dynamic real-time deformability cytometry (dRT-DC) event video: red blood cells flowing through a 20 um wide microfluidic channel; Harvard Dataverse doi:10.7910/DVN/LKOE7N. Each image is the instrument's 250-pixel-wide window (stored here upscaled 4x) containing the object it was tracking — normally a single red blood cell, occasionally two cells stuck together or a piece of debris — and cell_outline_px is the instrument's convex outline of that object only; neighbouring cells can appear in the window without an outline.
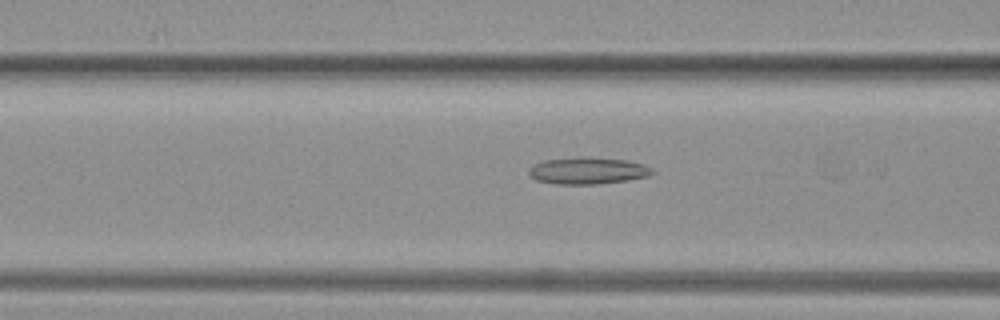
{"species": "common noctule bat (a hibernating species)", "species_latin": "Nyctalus noctula", "temperature_condition": "warm", "stored_images_in_passage": 26, "camera_frame_rate_fps": 3000, "um_per_image_px": 0.085, "animal": {"sex": "female", "body_mass_g": 19.3, "forearm_length_mm": 54.1}, "frame": {"image": 1, "passage_image": 22, "time_ms": 7.0, "image_size_px": [1000, 320], "cell_outline_px": [[656, 172], [648, 176], [628, 180], [596, 184], [556, 184], [536, 180], [528, 172], [528, 168], [532, 164], [544, 160], [624, 160], [644, 164], [652, 168]], "centroid_in_image_um": [49.97, 14.57], "position_along_channel_um": 116.6, "area_um2": 18.26}}
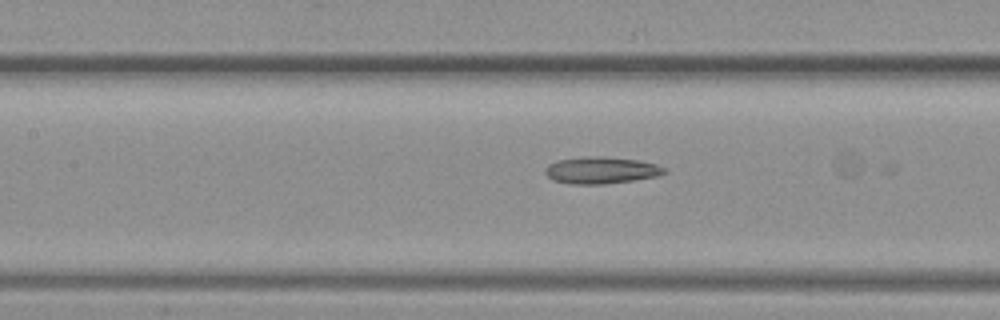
{"frame": {"image": 2, "passage_image": 25, "time_ms": 8.0, "image_size_px": [1000, 320], "cell_outline_px": [[668, 172], [656, 176], [632, 180], [604, 184], [572, 184], [552, 180], [544, 172], [544, 168], [548, 164], [556, 160], [580, 156], [604, 156], [640, 160], [656, 164], [664, 168]], "centroid_in_image_um": [51.05, 14.45], "position_along_channel_um": 156.3, "area_um2": 18.84}}